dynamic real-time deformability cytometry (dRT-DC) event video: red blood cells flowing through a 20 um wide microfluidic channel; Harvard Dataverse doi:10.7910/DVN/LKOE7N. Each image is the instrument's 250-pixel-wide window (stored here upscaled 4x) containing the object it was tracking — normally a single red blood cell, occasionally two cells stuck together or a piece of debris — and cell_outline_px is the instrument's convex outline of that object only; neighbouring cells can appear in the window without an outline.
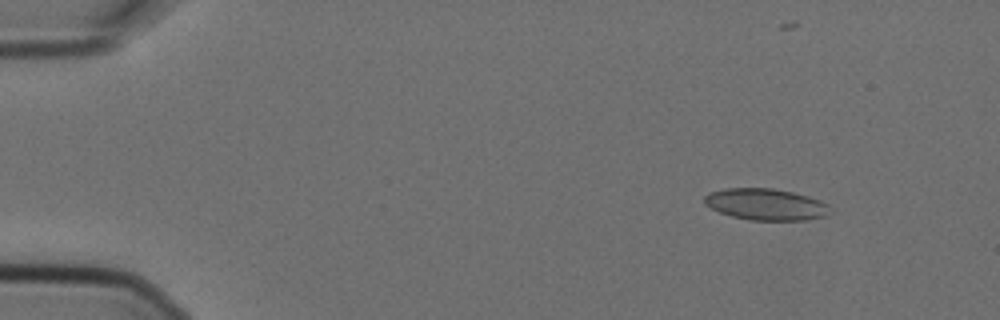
{"species": "Egyptian fruit bat (a non-hibernating species)", "species_latin": "Rousettus aegyptiacus", "temperature_condition": "cold", "stored_images_in_passage": 4, "camera_frame_rate_fps": 3000, "um_per_image_px": 0.085, "animal": {"sex": "female"}, "frame": {"image": 1, "passage_image": 1, "time_ms": 0.0, "image_size_px": [1000, 320], "cell_outline_px": [[832, 212], [824, 216], [808, 220], [748, 220], [732, 216], [720, 212], [704, 204], [704, 196], [708, 192], [724, 188], [772, 188], [792, 192], [808, 196], [820, 200], [828, 204]], "centroid_in_image_um": [65.1, 17.37], "position_along_channel_um": 19.9, "area_um2": 23.24}}
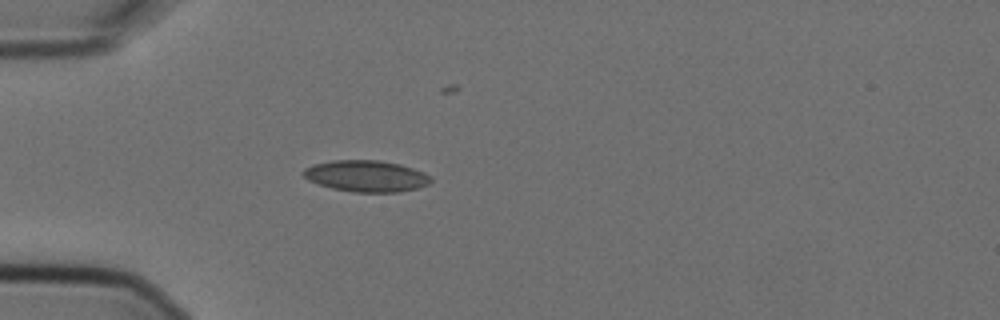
{"frame": {"image": 2, "passage_image": 4, "time_ms": 1.0, "image_size_px": [1000, 320], "cell_outline_px": [[432, 180], [428, 184], [416, 188], [396, 192], [352, 192], [332, 188], [308, 180], [300, 172], [304, 168], [312, 164], [332, 160], [380, 160], [400, 164], [424, 172], [432, 176]], "centroid_in_image_um": [31.11, 14.95], "position_along_channel_um": 53.9, "area_um2": 23.41}}